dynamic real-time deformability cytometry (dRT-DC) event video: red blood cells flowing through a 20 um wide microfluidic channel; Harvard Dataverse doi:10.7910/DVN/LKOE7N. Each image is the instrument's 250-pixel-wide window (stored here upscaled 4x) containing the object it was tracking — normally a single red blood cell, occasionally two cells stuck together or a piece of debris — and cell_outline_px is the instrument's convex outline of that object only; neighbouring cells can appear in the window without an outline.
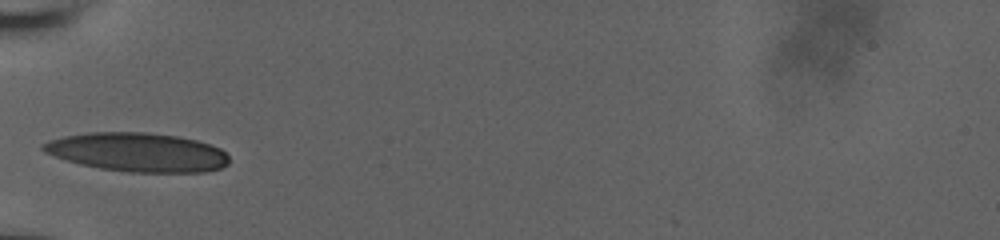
{"species": "human", "species_latin": "Homo sapiens", "temperature_condition": "room temperature", "stored_images_in_passage": 9, "camera_frame_rate_fps": 3000, "um_per_image_px": 0.085, "donor": {"sex": "male"}, "frame": {"image": 1, "passage_image": 1, "time_ms": 0.0, "image_size_px": [1000, 240], "cell_outline_px": [[228, 164], [220, 168], [204, 172], [128, 172], [100, 168], [80, 164], [44, 152], [40, 148], [40, 144], [48, 140], [64, 136], [88, 132], [144, 132], [176, 136], [196, 140], [220, 148], [228, 156]], "centroid_in_image_um": [11.66, 12.93], "position_along_channel_um": 73.3, "area_um2": 42.02}}
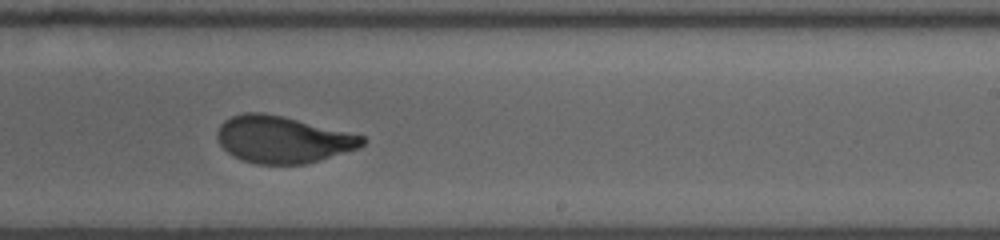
{"frame": {"image": 2, "passage_image": 6, "time_ms": 1.667, "image_size_px": [1000, 240], "cell_outline_px": [[368, 140], [360, 148], [320, 160], [304, 164], [256, 164], [244, 160], [228, 152], [220, 144], [216, 136], [216, 132], [220, 124], [224, 120], [232, 116], [244, 112], [260, 112], [280, 116], [364, 136]], "centroid_in_image_um": [24.03, 11.86], "position_along_channel_um": 265.0, "area_um2": 39.3}}
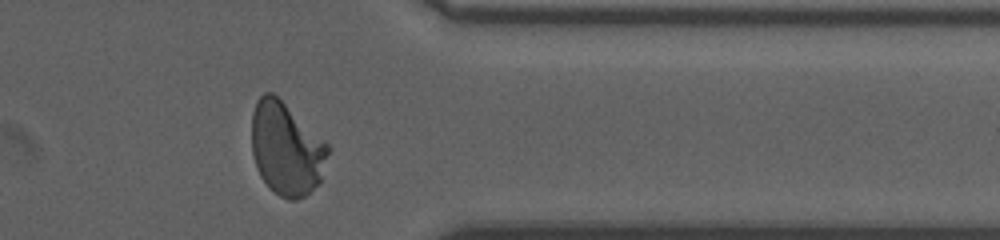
{"frame": {"image": 3, "passage_image": 9, "time_ms": 2.667, "image_size_px": [1000, 240], "cell_outline_px": [[332, 148], [320, 184], [304, 196], [296, 200], [288, 200], [280, 196], [260, 176], [256, 168], [252, 152], [252, 112], [256, 100], [264, 92], [272, 92], [328, 144]], "centroid_in_image_um": [24.36, 12.66], "position_along_channel_um": 387.0, "area_um2": 41.38}}